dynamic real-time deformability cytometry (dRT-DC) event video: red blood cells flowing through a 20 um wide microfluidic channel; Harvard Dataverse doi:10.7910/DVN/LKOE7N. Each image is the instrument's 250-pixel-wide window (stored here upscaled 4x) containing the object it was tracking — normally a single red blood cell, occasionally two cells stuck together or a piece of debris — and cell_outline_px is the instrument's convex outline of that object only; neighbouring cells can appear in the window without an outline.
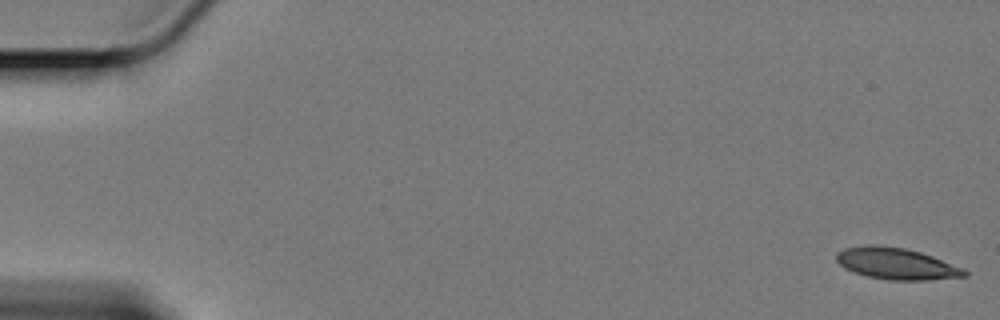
{"species": "Egyptian fruit bat (a non-hibernating species)", "species_latin": "Rousettus aegyptiacus", "temperature_condition": "cold", "stored_images_in_passage": 10, "camera_frame_rate_fps": 3000, "um_per_image_px": 0.085, "animal": {"sex": "female"}, "frame": {"image": 1, "passage_image": 1, "time_ms": 0.0, "image_size_px": [1000, 320], "cell_outline_px": [[968, 276], [924, 280], [892, 280], [868, 276], [852, 272], [844, 268], [836, 260], [836, 252], [844, 248], [868, 244], [876, 244], [904, 248], [920, 252], [932, 256], [964, 268], [968, 272]], "centroid_in_image_um": [76.17, 22.4], "position_along_channel_um": 8.8, "area_um2": 23.58}}